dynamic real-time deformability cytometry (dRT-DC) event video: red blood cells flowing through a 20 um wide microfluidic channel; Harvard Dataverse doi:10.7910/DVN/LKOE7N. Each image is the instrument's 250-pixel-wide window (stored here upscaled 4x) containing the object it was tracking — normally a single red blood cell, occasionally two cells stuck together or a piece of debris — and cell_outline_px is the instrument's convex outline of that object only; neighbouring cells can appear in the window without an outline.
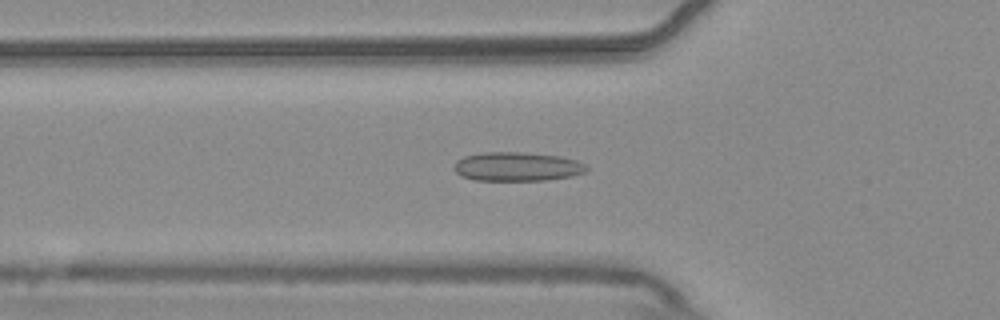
{"species": "common noctule bat (a hibernating species)", "species_latin": "Nyctalus noctula", "temperature_condition": "warm", "stored_images_in_passage": 55, "camera_frame_rate_fps": 3000, "um_per_image_px": 0.085, "animal": {"sex": "male", "body_mass_g": 20.4}, "frame": {"image": 1, "passage_image": 19, "time_ms": 6.0, "image_size_px": [1000, 320], "cell_outline_px": [[588, 168], [584, 172], [572, 176], [548, 180], [476, 180], [460, 176], [452, 168], [456, 160], [464, 156], [484, 152], [520, 152], [560, 156], [576, 160], [584, 164]], "centroid_in_image_um": [43.92, 14.16], "position_along_channel_um": 81.9, "area_um2": 22.43}}
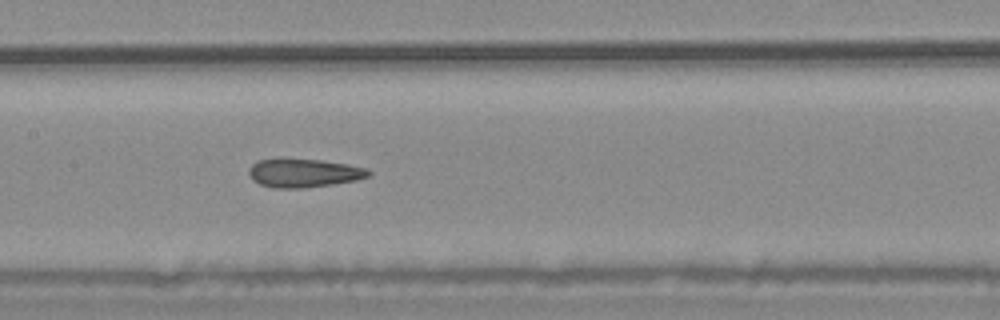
{"frame": {"image": 2, "passage_image": 27, "time_ms": 8.667, "image_size_px": [1000, 320], "cell_outline_px": [[372, 172], [368, 176], [356, 180], [332, 184], [304, 188], [272, 188], [260, 184], [252, 180], [248, 172], [248, 168], [256, 160], [320, 160], [348, 164], [368, 168]], "centroid_in_image_um": [25.83, 14.72], "position_along_channel_um": 181.6, "area_um2": 19.71}}
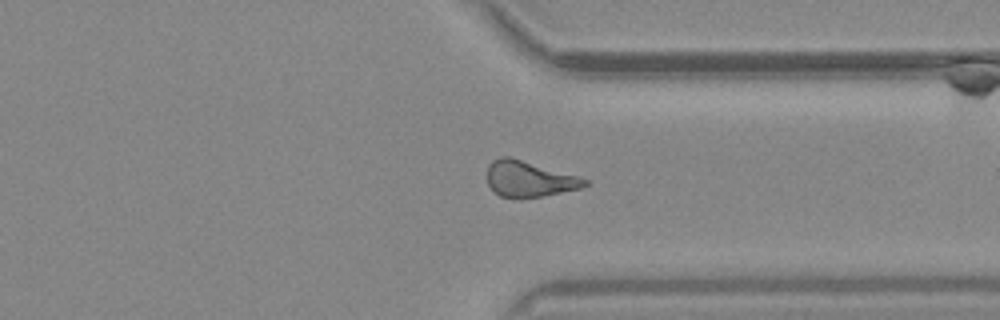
{"frame": {"image": 3, "passage_image": 42, "time_ms": 13.667, "image_size_px": [1000, 320], "cell_outline_px": [[588, 184], [580, 188], [540, 196], [500, 196], [488, 184], [488, 164], [492, 160], [500, 156], [508, 156], [576, 176], [588, 180]], "centroid_in_image_um": [44.94, 15.18], "position_along_channel_um": 366.5, "area_um2": 19.54}, "authors_computed_cell_mechanics": {"area_um2": 20.6924, "velocity_mm_per_s": 3.705, "shape_relaxation_time_tau1_ms": null, "shape_relaxation_time_tau2_ms": 2.745, "deformation_change_tau1": null, "deformation_change_tau2": 0.1144}}